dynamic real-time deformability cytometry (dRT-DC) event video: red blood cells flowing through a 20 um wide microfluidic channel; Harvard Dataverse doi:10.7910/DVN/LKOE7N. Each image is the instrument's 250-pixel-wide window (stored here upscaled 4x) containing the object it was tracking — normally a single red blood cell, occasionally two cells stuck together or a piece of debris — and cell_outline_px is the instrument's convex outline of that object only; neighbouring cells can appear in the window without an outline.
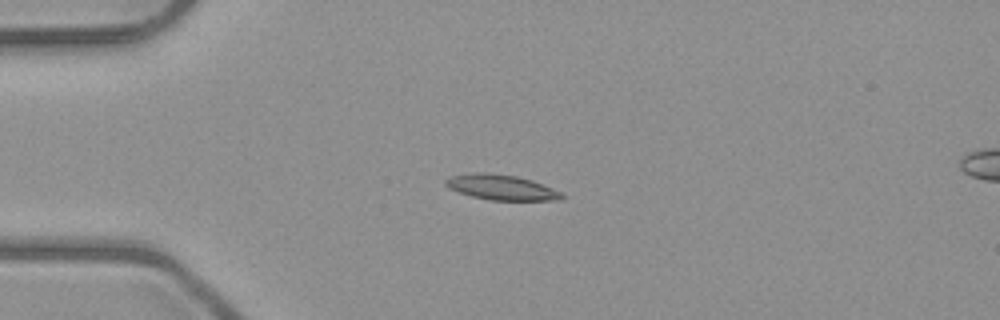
{"species": "common noctule bat (a hibernating species)", "species_latin": "Nyctalus noctula", "temperature_condition": "room temperature", "stored_images_in_passage": 5, "camera_frame_rate_fps": 3000, "um_per_image_px": 0.085, "animal": {"sex": "male", "body_mass_g": 23.1, "forearm_length_mm": 52.7}, "frame": {"image": 1, "passage_image": 3, "time_ms": 2.333, "image_size_px": [1000, 320], "cell_outline_px": [[564, 200], [488, 200], [472, 196], [448, 188], [444, 184], [444, 180], [448, 176], [476, 172], [484, 172], [516, 176], [532, 180], [564, 192]], "centroid_in_image_um": [42.63, 15.92], "position_along_channel_um": 42.4, "area_um2": 17.28}}